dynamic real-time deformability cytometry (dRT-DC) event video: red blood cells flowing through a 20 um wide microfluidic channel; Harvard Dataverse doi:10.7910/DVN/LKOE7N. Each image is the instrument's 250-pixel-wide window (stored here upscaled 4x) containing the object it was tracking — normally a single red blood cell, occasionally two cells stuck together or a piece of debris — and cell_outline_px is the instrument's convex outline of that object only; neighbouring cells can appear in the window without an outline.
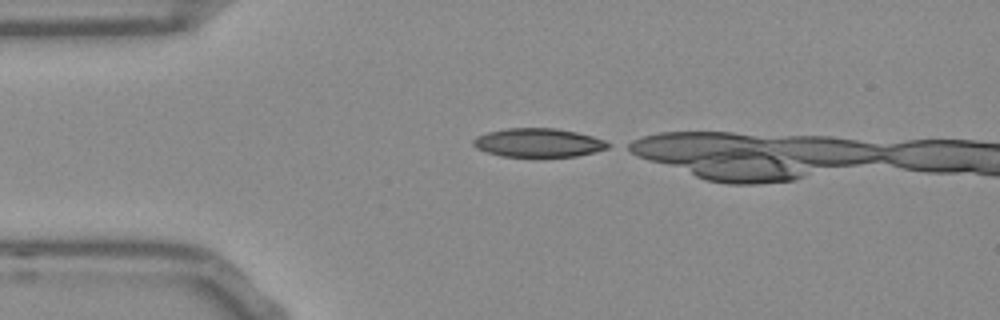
{"species": "Egyptian fruit bat (a non-hibernating species)", "species_latin": "Rousettus aegyptiacus", "temperature_condition": "room temperature", "stored_images_in_passage": 11, "camera_frame_rate_fps": 3000, "um_per_image_px": 0.085, "frame": {"image": 1, "passage_image": 1, "time_ms": 0.0, "image_size_px": [1000, 320], "cell_outline_px": [[612, 144], [608, 148], [596, 152], [576, 156], [500, 156], [476, 148], [472, 144], [472, 140], [476, 136], [488, 132], [508, 128], [556, 128], [576, 132], [592, 136], [604, 140]], "centroid_in_image_um": [45.77, 12.12], "position_along_channel_um": 39.2, "area_um2": 22.48}}
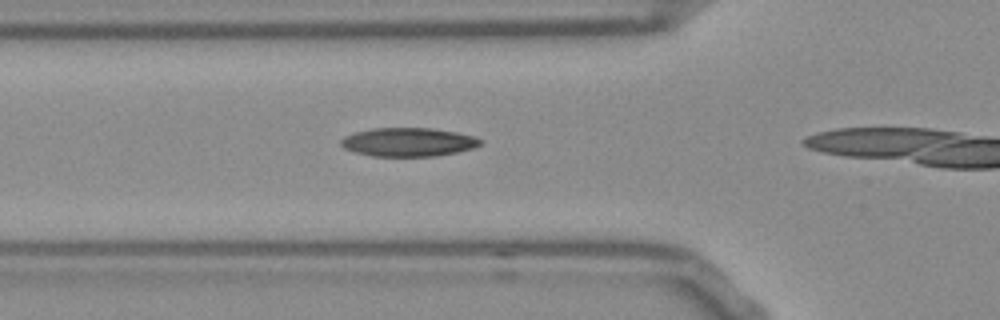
{"frame": {"image": 2, "passage_image": 7, "time_ms": 2.0, "image_size_px": [1000, 320], "cell_outline_px": [[484, 144], [472, 148], [456, 152], [436, 156], [372, 156], [356, 152], [344, 148], [340, 144], [340, 140], [344, 136], [356, 132], [372, 128], [432, 128], [456, 132], [472, 136], [480, 140]], "centroid_in_image_um": [34.69, 12.07], "position_along_channel_um": 91.1, "area_um2": 23.18}}
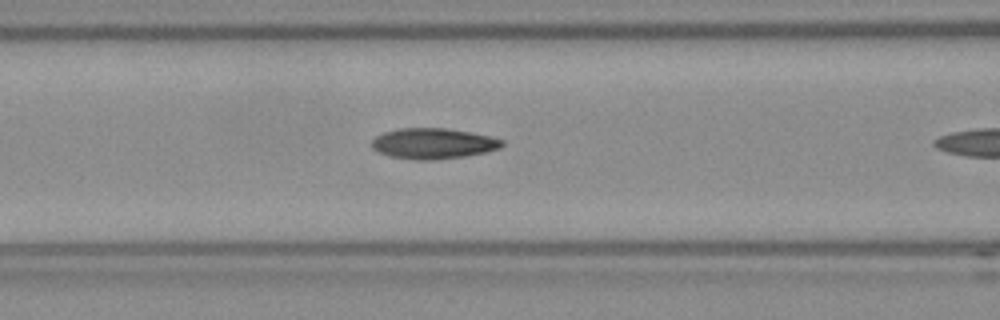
{"frame": {"image": 3, "passage_image": 10, "time_ms": 3.0, "image_size_px": [1000, 320], "cell_outline_px": [[504, 144], [500, 148], [484, 152], [464, 156], [432, 160], [416, 160], [388, 156], [376, 152], [372, 148], [372, 140], [376, 136], [384, 132], [400, 128], [444, 128], [468, 132], [488, 136], [504, 140]], "centroid_in_image_um": [36.77, 12.2], "position_along_channel_um": 129.8, "area_um2": 23.18}}